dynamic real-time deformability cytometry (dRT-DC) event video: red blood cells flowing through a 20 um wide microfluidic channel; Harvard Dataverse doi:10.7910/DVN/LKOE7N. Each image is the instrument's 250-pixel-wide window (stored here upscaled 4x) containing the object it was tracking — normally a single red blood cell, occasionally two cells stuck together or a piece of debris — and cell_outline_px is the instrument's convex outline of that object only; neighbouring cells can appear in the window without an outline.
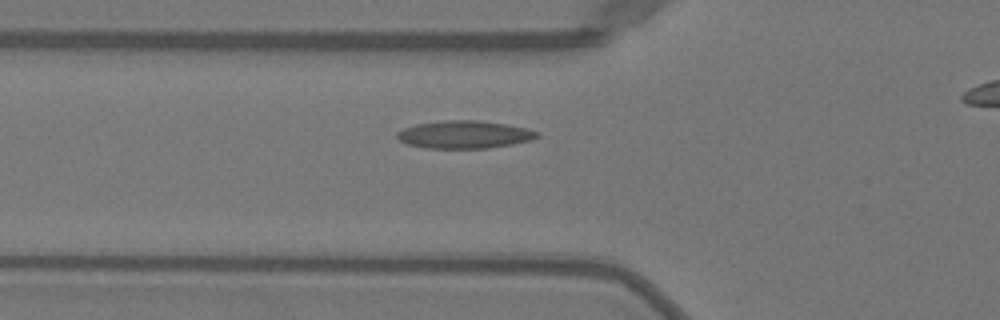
{"species": "Egyptian fruit bat (a non-hibernating species)", "species_latin": "Rousettus aegyptiacus", "temperature_condition": "warm", "stored_images_in_passage": 29, "camera_frame_rate_fps": 3000, "um_per_image_px": 0.085, "animal": {"sex": "female"}, "frame": {"image": 1, "passage_image": 2, "time_ms": 0.333, "image_size_px": [1000, 320], "cell_outline_px": [[540, 136], [532, 140], [512, 144], [488, 148], [428, 148], [408, 144], [400, 140], [396, 136], [396, 132], [404, 128], [416, 124], [444, 120], [476, 120], [508, 124], [528, 128], [540, 132]], "centroid_in_image_um": [39.52, 11.43], "position_along_channel_um": 86.3, "area_um2": 22.72}}
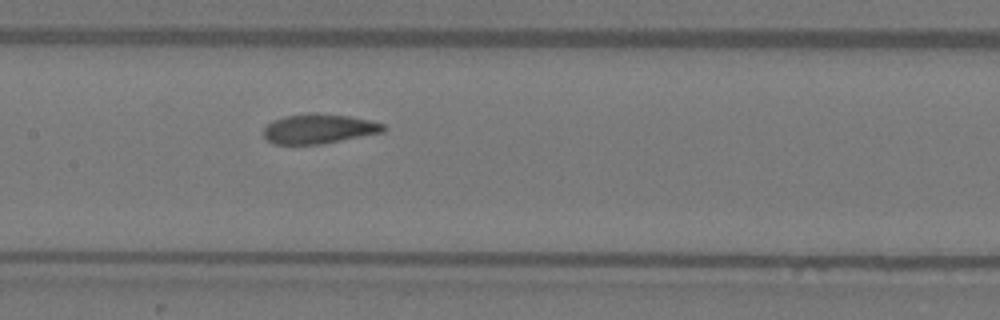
{"frame": {"image": 2, "passage_image": 9, "time_ms": 2.667, "image_size_px": [1000, 320], "cell_outline_px": [[384, 132], [320, 144], [276, 144], [268, 140], [264, 136], [264, 128], [268, 124], [284, 116], [316, 112], [348, 116], [368, 120], [384, 124]], "centroid_in_image_um": [27.1, 10.94], "position_along_channel_um": 180.3, "area_um2": 20.4}}
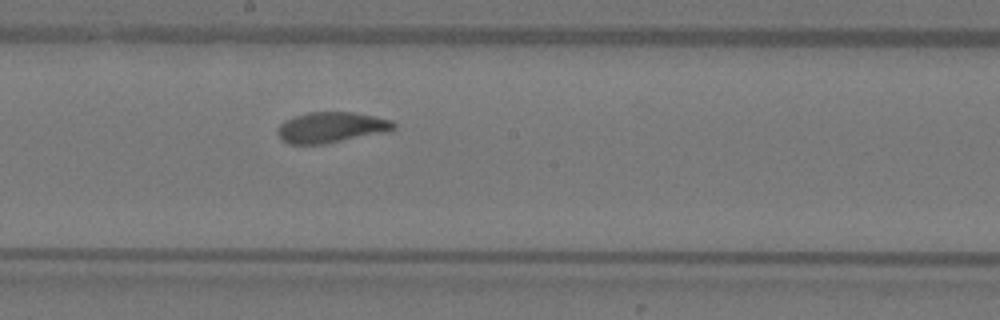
{"frame": {"image": 3, "passage_image": 12, "time_ms": 3.667, "image_size_px": [1000, 320], "cell_outline_px": [[396, 128], [380, 132], [324, 144], [288, 144], [280, 140], [276, 132], [280, 124], [284, 120], [292, 116], [308, 112], [352, 112], [392, 120], [396, 124]], "centroid_in_image_um": [28.05, 10.82], "position_along_channel_um": 220.2, "area_um2": 20.58}}